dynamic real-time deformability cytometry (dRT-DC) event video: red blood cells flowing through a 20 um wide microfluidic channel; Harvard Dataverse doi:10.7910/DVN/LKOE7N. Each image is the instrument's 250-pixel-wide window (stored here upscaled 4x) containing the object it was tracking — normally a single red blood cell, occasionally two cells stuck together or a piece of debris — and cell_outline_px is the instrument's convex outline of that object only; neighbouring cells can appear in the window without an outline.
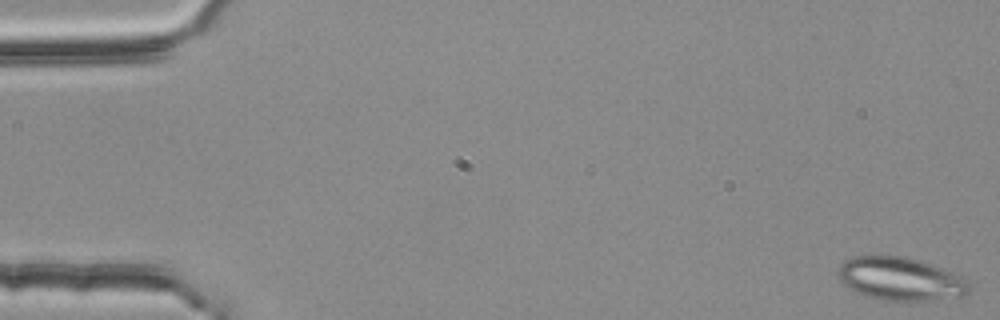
{"species": "common noctule bat (a hibernating species)", "species_latin": "Nyctalus noctula", "temperature_condition": "room temperature", "stored_images_in_passage": 52, "segment_of_instrument_passage": [1, 2], "camera_frame_rate_fps": 3000, "um_per_image_px": 0.085, "animal": {"sex": "female", "body_mass_g": 25.1}, "frame": {"image": 1, "passage_image": 1, "time_ms": 0.0, "image_size_px": [1000, 320], "cell_outline_px": [[968, 292], [964, 296], [928, 300], [880, 300], [856, 292], [848, 288], [836, 276], [836, 268], [844, 260], [852, 256], [904, 256], [920, 260], [940, 268], [964, 280], [968, 284]], "centroid_in_image_um": [76.42, 23.7], "position_along_channel_um": 8.6, "area_um2": 32.6}}